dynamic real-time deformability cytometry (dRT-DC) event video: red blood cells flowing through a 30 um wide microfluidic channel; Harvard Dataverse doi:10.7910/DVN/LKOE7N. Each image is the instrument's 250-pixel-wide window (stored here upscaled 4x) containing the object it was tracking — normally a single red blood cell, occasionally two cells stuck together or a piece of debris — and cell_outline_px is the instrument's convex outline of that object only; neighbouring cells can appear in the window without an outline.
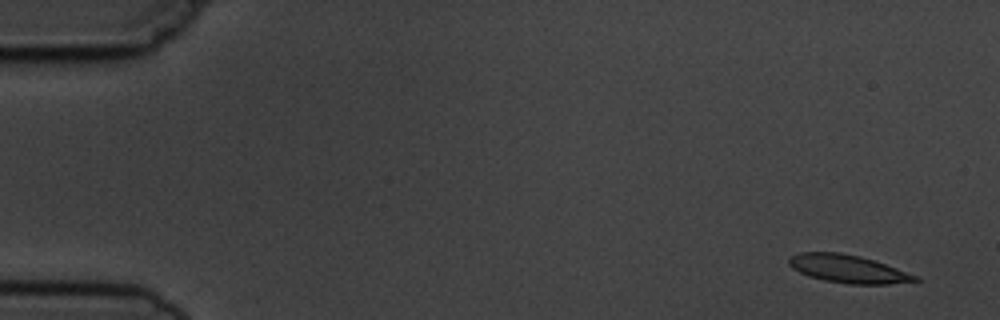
{"species": "common noctule bat (a hibernating species)", "species_latin": "Nyctalus noctula", "temperature_condition": "cold", "stored_images_in_passage": 6, "camera_frame_rate_fps": 3000, "um_per_image_px": 0.085, "animal": {"sex": "male", "body_mass_g": 19.5, "forearm_length_mm": 54.6}, "frame": {"image": 1, "passage_image": 1, "time_ms": 0.0, "image_size_px": [1000, 320], "cell_outline_px": [[920, 280], [888, 284], [848, 284], [824, 280], [808, 276], [792, 268], [788, 264], [788, 256], [800, 252], [840, 252], [860, 256], [920, 276]], "centroid_in_image_um": [72.04, 22.85], "position_along_channel_um": 13.0, "area_um2": 20.58}}
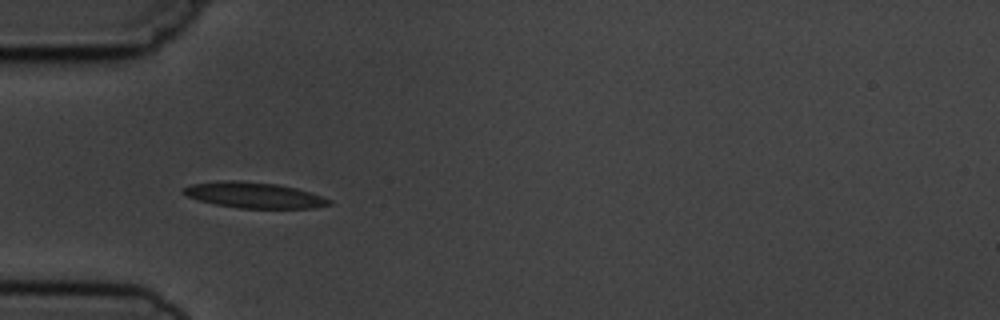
{"frame": {"image": 2, "passage_image": 5, "time_ms": 4.667, "image_size_px": [1000, 320], "cell_outline_px": [[332, 204], [316, 208], [240, 208], [216, 204], [200, 200], [188, 196], [180, 192], [184, 188], [192, 184], [216, 180], [236, 180], [280, 184], [296, 188], [332, 200]], "centroid_in_image_um": [21.59, 16.58], "position_along_channel_um": 63.4, "area_um2": 21.85}}
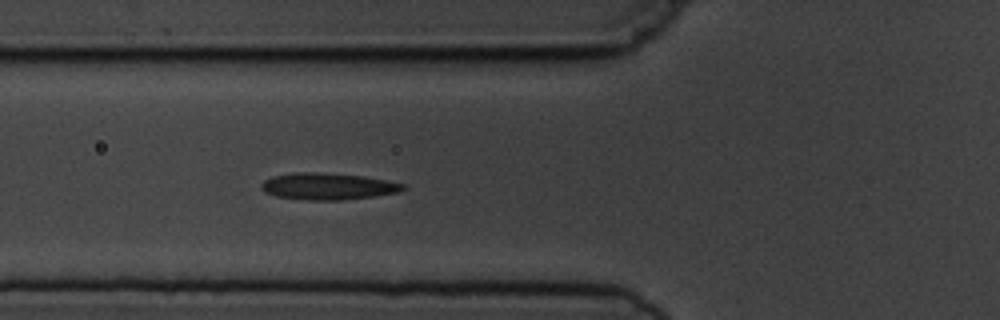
{"frame": {"image": 3, "passage_image": 6, "time_ms": 5.667, "image_size_px": [1000, 320], "cell_outline_px": [[404, 188], [400, 192], [372, 196], [340, 200], [304, 200], [276, 196], [264, 192], [260, 188], [260, 184], [264, 180], [272, 176], [296, 172], [316, 172], [364, 176], [404, 184]], "centroid_in_image_um": [27.8, 15.84], "position_along_channel_um": 98.0, "area_um2": 21.96}}